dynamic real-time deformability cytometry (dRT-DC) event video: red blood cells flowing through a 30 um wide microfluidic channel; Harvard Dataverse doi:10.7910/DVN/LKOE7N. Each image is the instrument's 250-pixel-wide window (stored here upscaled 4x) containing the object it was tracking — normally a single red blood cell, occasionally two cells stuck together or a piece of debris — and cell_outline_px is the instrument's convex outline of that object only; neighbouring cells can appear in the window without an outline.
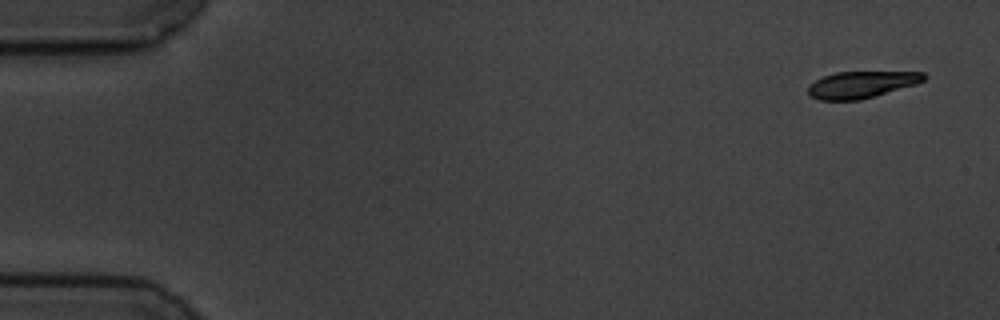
{"species": "common noctule bat (a hibernating species)", "species_latin": "Nyctalus noctula", "temperature_condition": "cold", "stored_images_in_passage": 4, "camera_frame_rate_fps": 3000, "um_per_image_px": 0.085, "animal": {"sex": "male", "body_mass_g": 19.5, "forearm_length_mm": 54.6}, "frame": {"image": 1, "passage_image": 1, "time_ms": 0.0, "image_size_px": [1000, 320], "cell_outline_px": [[928, 76], [924, 80], [916, 84], [876, 96], [860, 100], [820, 100], [812, 96], [808, 92], [808, 84], [824, 76], [836, 72], [924, 72]], "centroid_in_image_um": [73.24, 7.19], "position_along_channel_um": 11.8, "area_um2": 18.03}}